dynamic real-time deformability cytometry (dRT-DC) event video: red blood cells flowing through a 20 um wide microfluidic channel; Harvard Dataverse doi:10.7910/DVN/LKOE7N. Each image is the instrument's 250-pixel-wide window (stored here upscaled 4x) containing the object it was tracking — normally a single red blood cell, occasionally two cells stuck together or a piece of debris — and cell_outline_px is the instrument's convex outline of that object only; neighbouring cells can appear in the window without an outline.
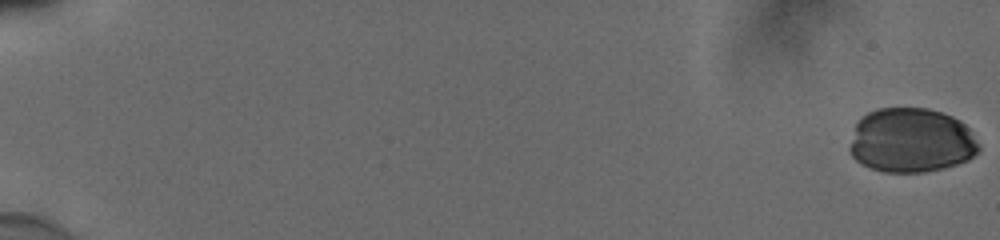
{"species": "human", "species_latin": "Homo sapiens", "temperature_condition": "cold", "stored_images_in_passage": 56, "camera_frame_rate_fps": 3000, "um_per_image_px": 0.085, "donor": {"sex": "male"}, "frame": {"image": 1, "passage_image": 1, "time_ms": 0.0, "image_size_px": [1000, 240], "cell_outline_px": [[980, 148], [968, 160], [944, 168], [924, 172], [884, 172], [860, 164], [852, 156], [848, 148], [856, 120], [868, 112], [876, 108], [928, 108], [952, 116], [960, 120], [968, 128], [980, 144]], "centroid_in_image_um": [77.42, 11.93], "position_along_channel_um": 7.6, "area_um2": 48.9}}
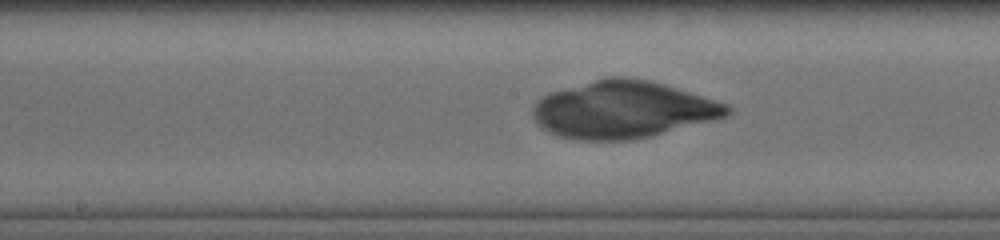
{"frame": {"image": 2, "passage_image": 32, "time_ms": 10.333, "image_size_px": [1000, 240], "cell_outline_px": [[732, 112], [728, 116], [716, 120], [652, 136], [632, 140], [576, 140], [560, 136], [548, 132], [540, 128], [536, 124], [532, 116], [532, 108], [536, 100], [548, 92], [608, 76], [624, 76], [648, 80], [664, 84], [728, 104], [732, 108]], "centroid_in_image_um": [52.93, 9.32], "position_along_channel_um": 195.3, "area_um2": 65.43}}
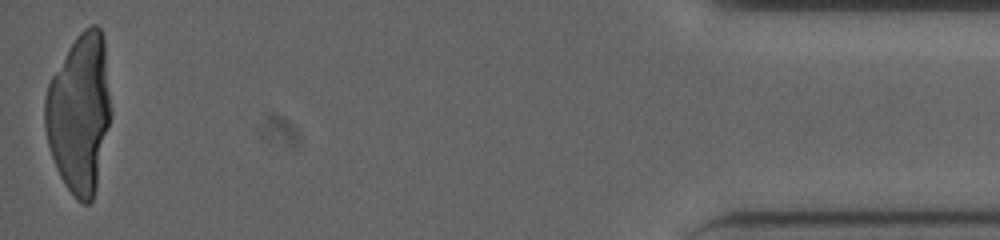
{"frame": {"image": 3, "passage_image": 56, "time_ms": 18.333, "image_size_px": [1000, 240], "cell_outline_px": [[112, 112], [96, 188], [92, 200], [88, 204], [84, 204], [76, 200], [64, 184], [56, 168], [48, 144], [44, 128], [44, 100], [48, 84], [52, 76], [76, 36], [84, 28], [92, 24], [96, 24], [100, 28], [104, 36]], "centroid_in_image_um": [6.77, 9.62], "position_along_channel_um": 428.4, "area_um2": 61.44}}